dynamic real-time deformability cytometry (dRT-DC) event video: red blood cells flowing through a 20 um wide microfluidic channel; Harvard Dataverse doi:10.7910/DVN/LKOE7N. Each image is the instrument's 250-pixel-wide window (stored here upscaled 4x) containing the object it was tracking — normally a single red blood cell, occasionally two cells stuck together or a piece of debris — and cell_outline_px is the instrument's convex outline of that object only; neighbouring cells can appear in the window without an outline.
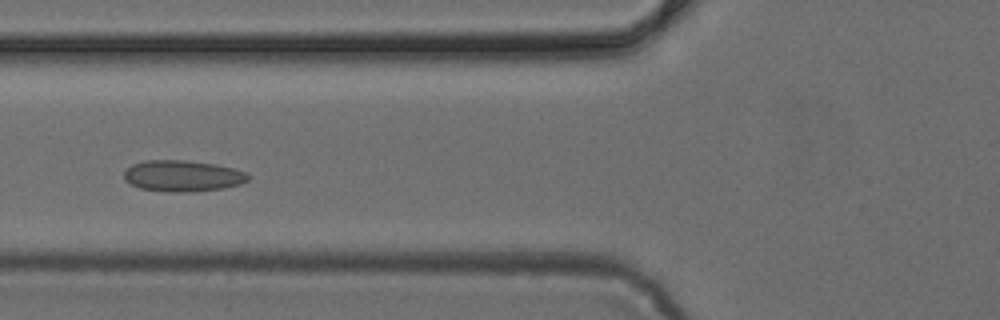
{"species": "common noctule bat (a hibernating species)", "species_latin": "Nyctalus noctula", "temperature_condition": "cold", "stored_images_in_passage": 39, "camera_frame_rate_fps": 3000, "um_per_image_px": 0.085, "animal": {"sex": "female", "body_mass_g": 24.6, "forearm_length_mm": 56.2}, "frame": {"image": 1, "passage_image": 15, "time_ms": 4.667, "image_size_px": [1000, 320], "cell_outline_px": [[252, 176], [248, 180], [240, 184], [224, 188], [188, 192], [172, 192], [140, 188], [124, 180], [124, 172], [132, 164], [144, 160], [184, 160], [212, 164], [232, 168], [244, 172]], "centroid_in_image_um": [15.51, 14.95], "position_along_channel_um": 110.3, "area_um2": 22.43}}
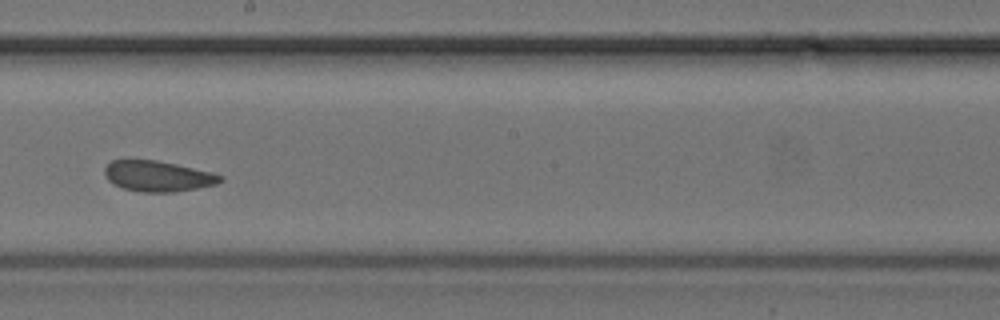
{"frame": {"image": 2, "passage_image": 24, "time_ms": 7.667, "image_size_px": [1000, 320], "cell_outline_px": [[224, 180], [216, 184], [176, 192], [140, 192], [124, 188], [112, 184], [108, 180], [104, 172], [104, 168], [112, 160], [156, 160], [176, 164], [212, 172], [224, 176]], "centroid_in_image_um": [13.43, 14.98], "position_along_channel_um": 234.8, "area_um2": 20.69}}
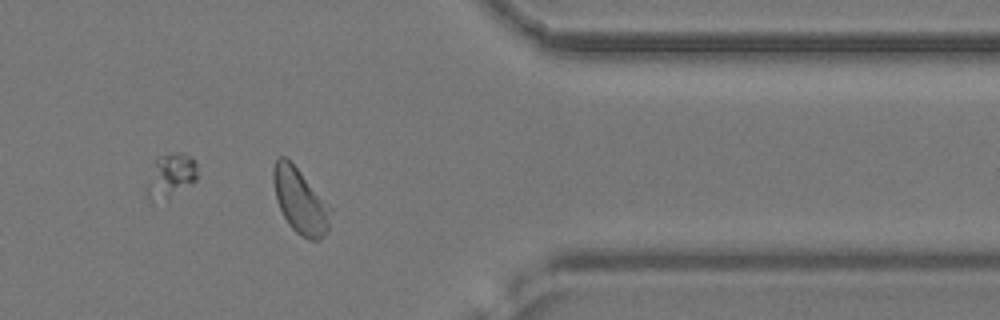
{"frame": {"image": 3, "passage_image": 36, "time_ms": 11.667, "image_size_px": [1000, 320], "cell_outline_px": [[332, 212], [328, 232], [320, 240], [308, 240], [296, 232], [288, 224], [276, 200], [272, 180], [272, 168], [276, 160], [280, 156], [284, 156], [296, 168], [332, 208]], "centroid_in_image_um": [25.52, 17.13], "position_along_channel_um": 385.9, "area_um2": 21.62}}